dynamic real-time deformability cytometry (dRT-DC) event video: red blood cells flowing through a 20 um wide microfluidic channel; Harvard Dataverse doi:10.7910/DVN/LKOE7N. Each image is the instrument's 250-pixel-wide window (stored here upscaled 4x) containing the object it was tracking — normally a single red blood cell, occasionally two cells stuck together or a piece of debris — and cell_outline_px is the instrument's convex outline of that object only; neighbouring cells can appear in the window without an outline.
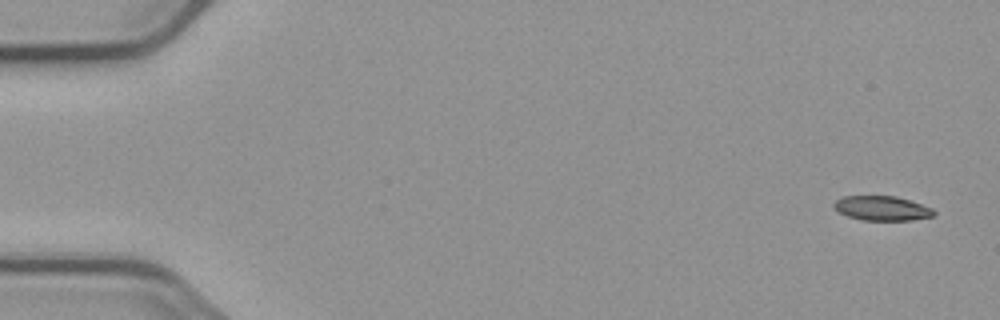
{"species": "common noctule bat (a hibernating species)", "species_latin": "Nyctalus noctula", "temperature_condition": "cold", "stored_images_in_passage": 6, "camera_frame_rate_fps": 3000, "um_per_image_px": 0.085, "animal": {"sex": "male", "body_mass_g": 23.1, "forearm_length_mm": 52.7}, "frame": {"image": 1, "passage_image": 1, "time_ms": 0.0, "image_size_px": [1000, 320], "cell_outline_px": [[936, 212], [932, 216], [912, 220], [864, 220], [848, 216], [832, 208], [832, 204], [836, 200], [844, 196], [896, 196], [932, 208]], "centroid_in_image_um": [74.94, 17.7], "position_along_channel_um": 10.1, "area_um2": 14.16}}